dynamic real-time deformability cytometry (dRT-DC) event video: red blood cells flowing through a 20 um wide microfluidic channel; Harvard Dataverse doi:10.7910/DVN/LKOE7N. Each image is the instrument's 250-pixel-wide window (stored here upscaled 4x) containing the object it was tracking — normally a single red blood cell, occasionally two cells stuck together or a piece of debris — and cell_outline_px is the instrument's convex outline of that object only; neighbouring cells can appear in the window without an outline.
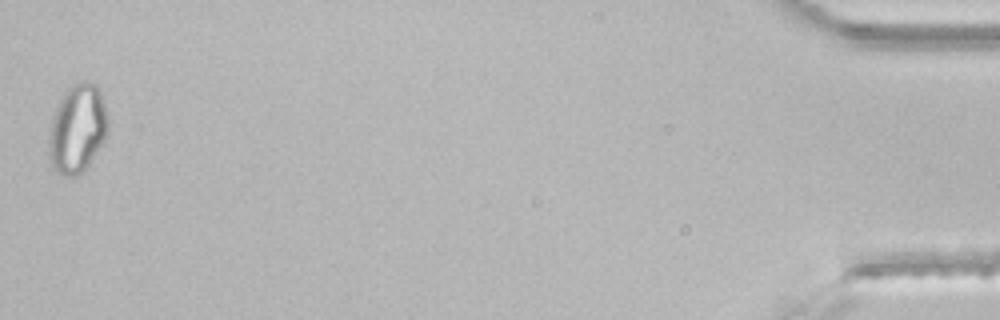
{"species": "common noctule bat (a hibernating species)", "species_latin": "Nyctalus noctula", "temperature_condition": "room temperature", "stored_images_in_passage": 46, "segment_of_instrument_passage": [2, 2], "camera_frame_rate_fps": 3000, "um_per_image_px": 0.085, "animal": {"sex": "male", "body_mass_g": 21.5, "forearm_length_mm": 52.0}, "frame": {"image": 1, "passage_image": 46, "time_ms": 15.0, "image_size_px": [1000, 320], "cell_outline_px": [[108, 132], [104, 140], [88, 164], [76, 176], [64, 176], [56, 172], [52, 164], [48, 152], [48, 140], [52, 116], [64, 92], [76, 80], [92, 80], [100, 88], [108, 116]], "centroid_in_image_um": [6.58, 10.87], "position_along_channel_um": 428.6, "area_um2": 30.81}}